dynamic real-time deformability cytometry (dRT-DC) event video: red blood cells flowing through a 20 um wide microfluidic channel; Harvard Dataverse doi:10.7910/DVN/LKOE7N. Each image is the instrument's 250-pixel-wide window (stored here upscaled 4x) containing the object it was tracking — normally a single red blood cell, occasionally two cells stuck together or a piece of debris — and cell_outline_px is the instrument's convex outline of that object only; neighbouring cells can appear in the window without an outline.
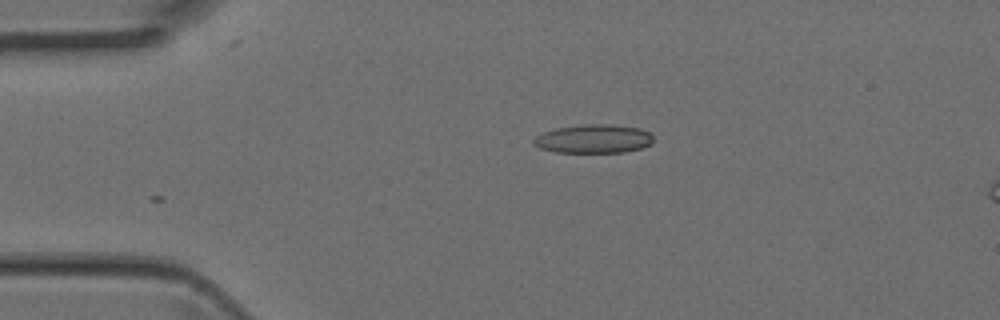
{"species": "Egyptian fruit bat (a non-hibernating species)", "species_latin": "Rousettus aegyptiacus", "temperature_condition": "room temperature", "stored_images_in_passage": 3, "camera_frame_rate_fps": 3000, "um_per_image_px": 0.085, "animal": {"sex": "female"}, "frame": {"image": 1, "passage_image": 3, "time_ms": 0.667, "image_size_px": [1000, 320], "cell_outline_px": [[652, 144], [640, 148], [624, 152], [556, 152], [540, 148], [532, 144], [532, 140], [536, 136], [544, 132], [556, 128], [584, 124], [616, 124], [640, 128], [648, 132], [652, 136]], "centroid_in_image_um": [50.45, 11.79], "position_along_channel_um": 34.6, "area_um2": 20.06}}